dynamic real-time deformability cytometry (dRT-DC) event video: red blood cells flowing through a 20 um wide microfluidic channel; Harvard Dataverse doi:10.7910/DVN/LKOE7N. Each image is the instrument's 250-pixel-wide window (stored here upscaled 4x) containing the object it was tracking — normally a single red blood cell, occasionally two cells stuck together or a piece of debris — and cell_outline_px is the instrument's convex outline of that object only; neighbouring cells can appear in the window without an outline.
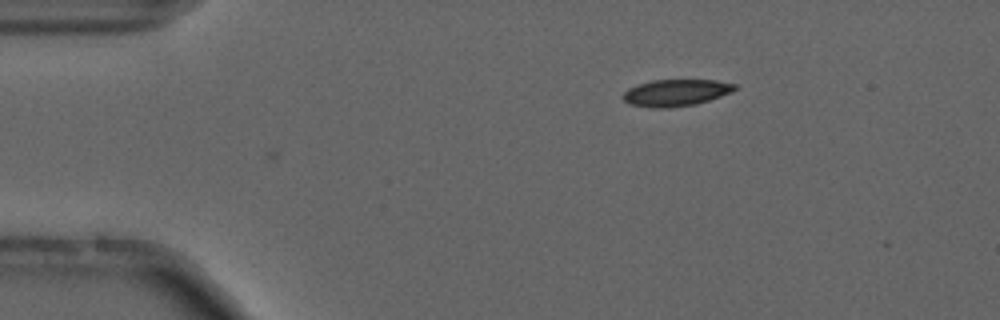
{"species": "common noctule bat (a hibernating species)", "species_latin": "Nyctalus noctula", "temperature_condition": "cold", "stored_images_in_passage": 6, "camera_frame_rate_fps": 3000, "um_per_image_px": 0.085, "animal": {"sex": "male", "forearm_length_mm": 52.5}, "frame": {"image": 1, "passage_image": 6, "time_ms": 1.667, "image_size_px": [1000, 320], "cell_outline_px": [[736, 88], [732, 92], [696, 104], [668, 108], [652, 108], [628, 104], [624, 100], [624, 92], [628, 88], [636, 84], [652, 80], [716, 80], [736, 84]], "centroid_in_image_um": [57.43, 7.88], "position_along_channel_um": 27.6, "area_um2": 17.46}}